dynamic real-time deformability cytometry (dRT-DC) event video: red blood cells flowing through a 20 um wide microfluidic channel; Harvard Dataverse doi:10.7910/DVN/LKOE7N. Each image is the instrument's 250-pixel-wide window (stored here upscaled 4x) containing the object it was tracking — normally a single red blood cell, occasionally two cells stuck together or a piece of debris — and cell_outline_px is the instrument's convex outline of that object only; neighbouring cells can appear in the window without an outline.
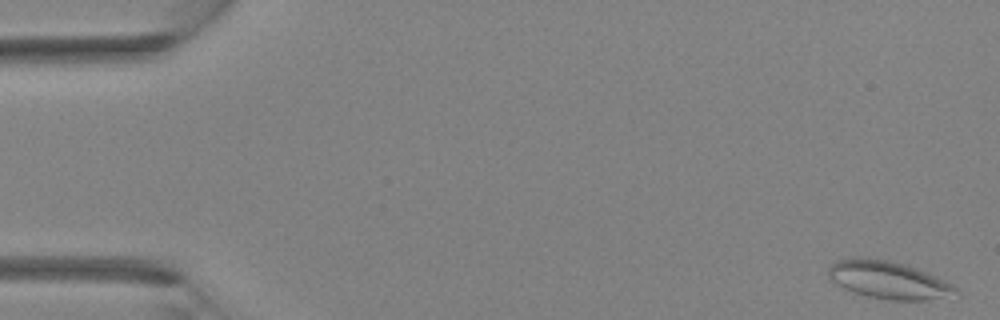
{"species": "Egyptian fruit bat (a non-hibernating species)", "species_latin": "Rousettus aegyptiacus", "temperature_condition": "room temperature", "stored_images_in_passage": 4, "camera_frame_rate_fps": 3000, "um_per_image_px": 0.085, "animal": {"sex": "female"}, "frame": {"image": 1, "passage_image": 1, "time_ms": 0.0, "image_size_px": [1000, 320], "cell_outline_px": [[960, 296], [928, 300], [888, 300], [868, 296], [844, 288], [836, 284], [828, 276], [828, 268], [836, 260], [852, 256], [860, 256], [888, 260], [908, 264], [944, 280], [952, 284], [960, 292]], "centroid_in_image_um": [75.55, 23.78], "position_along_channel_um": 9.5, "area_um2": 28.38}}